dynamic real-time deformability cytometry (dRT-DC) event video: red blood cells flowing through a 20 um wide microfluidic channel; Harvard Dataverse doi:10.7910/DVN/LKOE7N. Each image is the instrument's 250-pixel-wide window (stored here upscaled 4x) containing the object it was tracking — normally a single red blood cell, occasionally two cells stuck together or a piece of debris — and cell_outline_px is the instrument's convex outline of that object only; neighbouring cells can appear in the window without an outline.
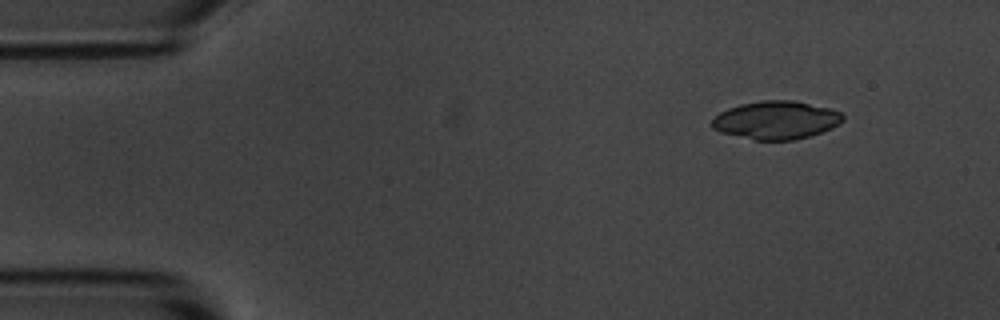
{"species": "common noctule bat (a hibernating species)", "species_latin": "Nyctalus noctula", "temperature_condition": "room temperature", "stored_images_in_passage": 6, "segment_of_instrument_passage": [1, 2], "camera_frame_rate_fps": 3000, "um_per_image_px": 0.085, "animal": {"sex": "male", "body_mass_g": 20.1, "forearm_length_mm": 53.5}, "frame": {"image": 1, "passage_image": 2, "time_ms": 1.0, "image_size_px": [1000, 320], "cell_outline_px": [[844, 120], [840, 124], [832, 128], [796, 140], [756, 140], [720, 132], [712, 128], [712, 120], [720, 112], [728, 108], [740, 104], [764, 100], [792, 100], [828, 108], [840, 112], [844, 116]], "centroid_in_image_um": [65.97, 10.21], "position_along_channel_um": 19.0, "area_um2": 28.96}}